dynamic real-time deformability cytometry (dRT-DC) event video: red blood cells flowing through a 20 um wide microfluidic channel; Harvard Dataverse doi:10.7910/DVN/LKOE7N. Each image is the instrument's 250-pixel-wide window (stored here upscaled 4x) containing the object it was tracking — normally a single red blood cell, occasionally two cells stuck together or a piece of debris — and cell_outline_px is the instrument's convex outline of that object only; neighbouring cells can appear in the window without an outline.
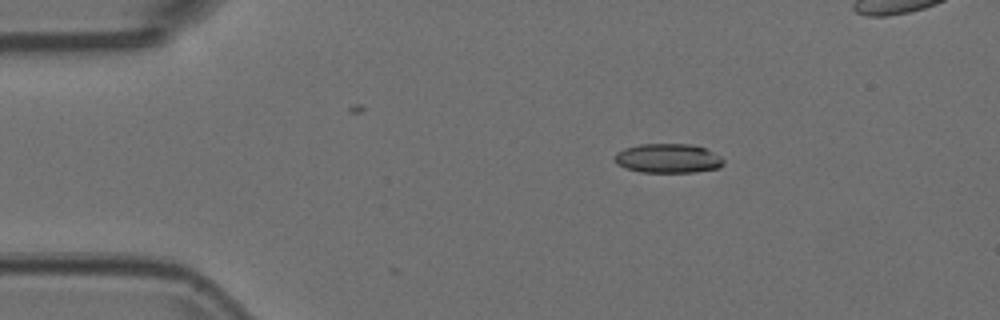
{"species": "Egyptian fruit bat (a non-hibernating species)", "species_latin": "Rousettus aegyptiacus", "temperature_condition": "room temperature", "stored_images_in_passage": 4, "camera_frame_rate_fps": 3000, "um_per_image_px": 0.085, "animal": {"sex": "female"}, "frame": {"image": 1, "passage_image": 2, "time_ms": 0.333, "image_size_px": [1000, 320], "cell_outline_px": [[724, 164], [720, 168], [692, 172], [640, 172], [624, 168], [616, 164], [612, 156], [616, 152], [624, 148], [640, 144], [688, 144], [704, 148], [720, 156], [724, 160]], "centroid_in_image_um": [56.73, 13.46], "position_along_channel_um": 28.3, "area_um2": 18.73}}